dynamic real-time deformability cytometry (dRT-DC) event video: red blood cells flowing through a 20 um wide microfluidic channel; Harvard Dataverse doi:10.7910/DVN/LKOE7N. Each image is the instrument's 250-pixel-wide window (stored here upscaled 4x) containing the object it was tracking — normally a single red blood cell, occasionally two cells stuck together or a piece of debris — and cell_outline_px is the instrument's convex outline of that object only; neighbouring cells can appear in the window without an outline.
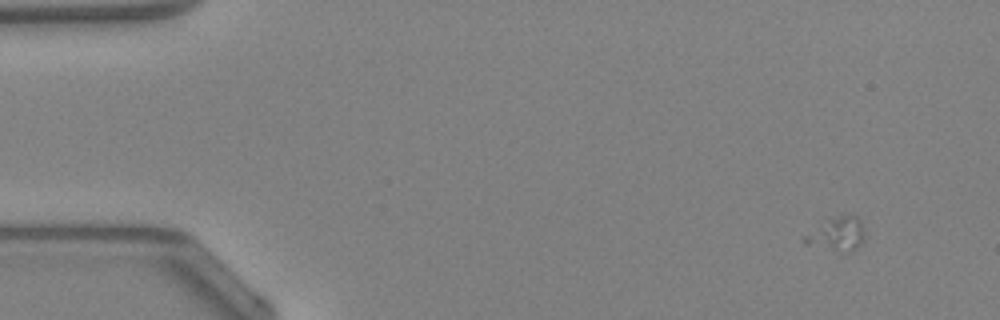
{"species": "Egyptian fruit bat (a non-hibernating species)", "species_latin": "Rousettus aegyptiacus", "temperature_condition": "warm", "stored_images_in_passage": 7, "camera_frame_rate_fps": 3000, "um_per_image_px": 0.085, "animal": {"sex": "female"}, "frame": {"image": 1, "passage_image": 1, "time_ms": 0.0, "image_size_px": [1000, 320], "cell_outline_px": [[864, 240], [852, 252], [808, 244], [804, 240], [804, 236], [828, 220], [852, 212], [860, 220], [864, 232]], "centroid_in_image_um": [71.24, 19.86], "position_along_channel_um": 13.8, "area_um2": 11.16}}